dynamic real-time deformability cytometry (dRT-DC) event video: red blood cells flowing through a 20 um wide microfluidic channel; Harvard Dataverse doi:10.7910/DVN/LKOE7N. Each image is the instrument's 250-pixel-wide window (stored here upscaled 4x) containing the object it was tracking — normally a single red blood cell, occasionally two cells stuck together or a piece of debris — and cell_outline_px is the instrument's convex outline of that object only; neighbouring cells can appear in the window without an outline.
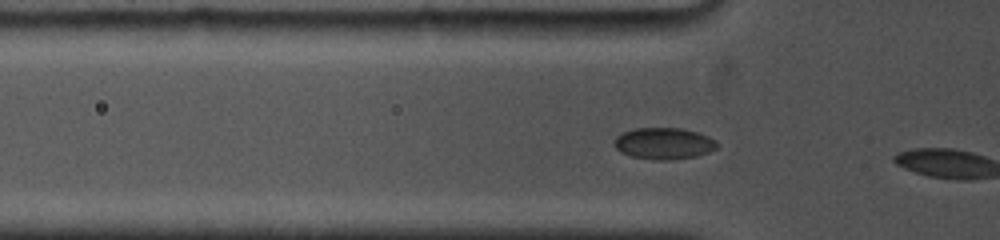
{"species": "common noctule bat (a hibernating species)", "species_latin": "Nyctalus noctula", "temperature_condition": "cold", "stored_images_in_passage": 4, "camera_frame_rate_fps": 5000, "um_per_image_px": 0.085, "animal": {"sex": "female", "body_mass_g": 19.0, "forearm_length_mm": 53.3}, "frame": {"image": 1, "passage_image": 2, "time_ms": 0.2, "image_size_px": [1000, 240], "cell_outline_px": [[716, 148], [708, 152], [696, 156], [668, 160], [656, 160], [632, 156], [620, 152], [612, 144], [616, 136], [624, 132], [636, 128], [680, 128], [696, 132], [708, 136], [716, 140]], "centroid_in_image_um": [56.39, 12.19], "position_along_channel_um": 69.4, "area_um2": 18.79}}